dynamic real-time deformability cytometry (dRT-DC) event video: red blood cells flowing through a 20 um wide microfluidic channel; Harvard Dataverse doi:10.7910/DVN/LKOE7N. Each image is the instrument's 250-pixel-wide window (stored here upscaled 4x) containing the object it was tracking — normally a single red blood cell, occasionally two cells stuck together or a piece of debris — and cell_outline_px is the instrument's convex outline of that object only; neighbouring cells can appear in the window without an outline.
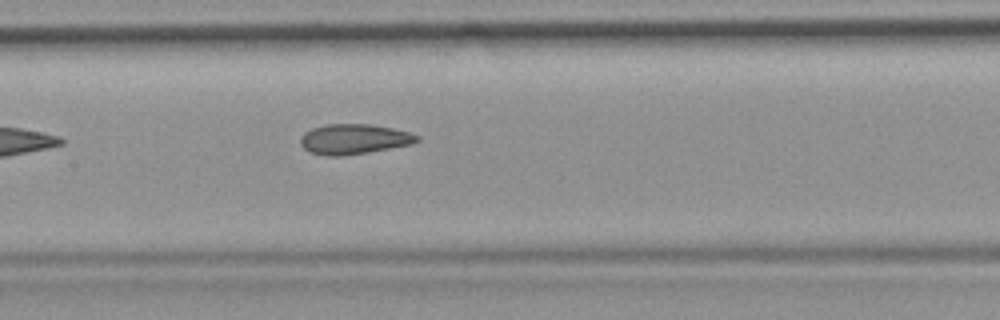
{"species": "common noctule bat (a hibernating species)", "species_latin": "Nyctalus noctula", "temperature_condition": "room temperature", "stored_images_in_passage": 7, "camera_frame_rate_fps": 3000, "um_per_image_px": 0.085, "animal": {"sex": "female", "body_mass_g": 19.9}, "frame": {"image": 1, "passage_image": 7, "time_ms": 7.333, "image_size_px": [1000, 320], "cell_outline_px": [[420, 140], [412, 144], [368, 152], [340, 156], [328, 156], [308, 152], [300, 144], [300, 136], [304, 132], [312, 128], [328, 124], [372, 124], [392, 128], [408, 132], [420, 136]], "centroid_in_image_um": [30.06, 11.82], "position_along_channel_um": 177.3, "area_um2": 20.52}}